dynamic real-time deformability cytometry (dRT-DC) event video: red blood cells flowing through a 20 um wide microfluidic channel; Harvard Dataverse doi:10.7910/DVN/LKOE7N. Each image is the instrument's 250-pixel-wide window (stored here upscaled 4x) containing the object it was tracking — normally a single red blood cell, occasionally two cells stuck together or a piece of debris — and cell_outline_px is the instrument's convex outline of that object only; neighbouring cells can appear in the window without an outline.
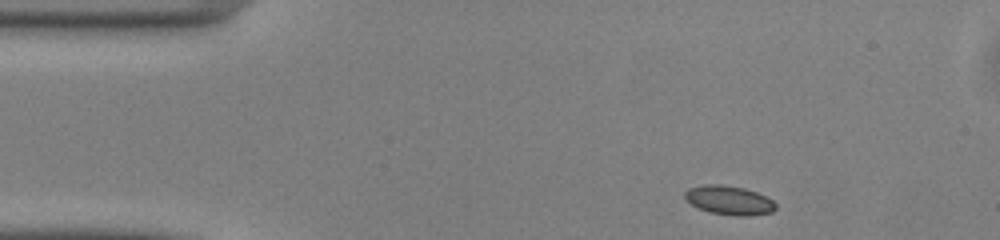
{"species": "common noctule bat (a hibernating species)", "species_latin": "Nyctalus noctula", "temperature_condition": "warm", "stored_images_in_passage": 43, "camera_frame_rate_fps": 3000, "um_per_image_px": 0.085, "animal": {"sex": "male", "body_mass_g": 13.0, "forearm_length_mm": 53.1}, "frame": {"image": 1, "passage_image": 1, "time_ms": 0.0, "image_size_px": [1000, 240], "cell_outline_px": [[776, 208], [772, 212], [748, 216], [736, 216], [708, 212], [684, 200], [684, 192], [688, 188], [704, 184], [720, 184], [744, 188], [768, 196], [776, 204]], "centroid_in_image_um": [61.97, 17.02], "position_along_channel_um": 23.0, "area_um2": 15.55}}
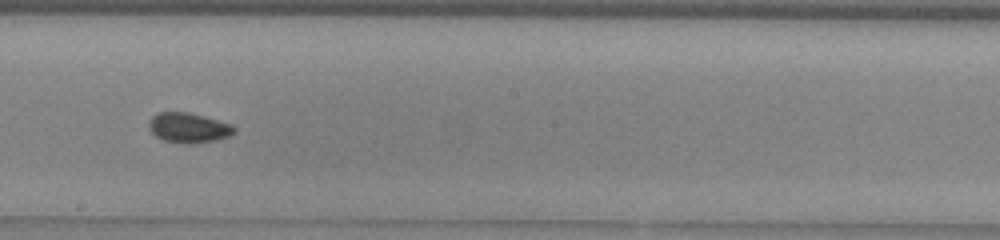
{"frame": {"image": 2, "passage_image": 21, "time_ms": 6.667, "image_size_px": [1000, 240], "cell_outline_px": [[236, 132], [228, 136], [212, 140], [192, 144], [184, 144], [164, 140], [156, 136], [148, 128], [148, 120], [156, 112], [188, 112], [204, 116], [232, 124], [236, 128]], "centroid_in_image_um": [16.0, 10.85], "position_along_channel_um": 232.2, "area_um2": 14.97}}
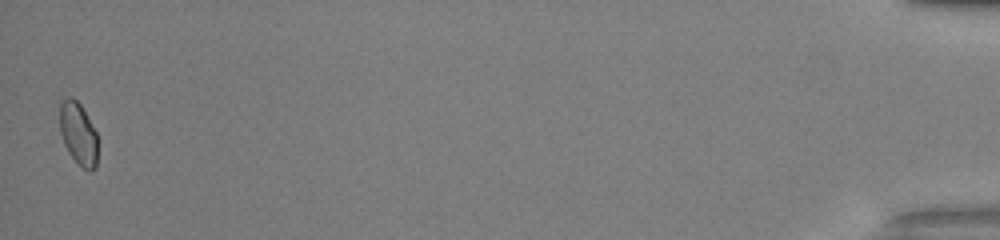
{"frame": {"image": 3, "passage_image": 43, "time_ms": 14.0, "image_size_px": [1000, 240], "cell_outline_px": [[96, 168], [92, 172], [88, 172], [68, 152], [64, 144], [60, 132], [60, 104], [68, 96], [72, 96], [80, 104], [96, 132]], "centroid_in_image_um": [6.64, 11.36], "position_along_channel_um": 428.6, "area_um2": 13.58}, "authors_computed_cell_mechanics": {"area_um2": 14.5656, "velocity_mm_per_s": 4.1026, "shape_relaxation_time_tau1_ms": 4.2704, "shape_relaxation_time_tau2_ms": 2.4128, "deformation_change_tau1": 0.0941, "deformation_change_tau2": 0.0481}}